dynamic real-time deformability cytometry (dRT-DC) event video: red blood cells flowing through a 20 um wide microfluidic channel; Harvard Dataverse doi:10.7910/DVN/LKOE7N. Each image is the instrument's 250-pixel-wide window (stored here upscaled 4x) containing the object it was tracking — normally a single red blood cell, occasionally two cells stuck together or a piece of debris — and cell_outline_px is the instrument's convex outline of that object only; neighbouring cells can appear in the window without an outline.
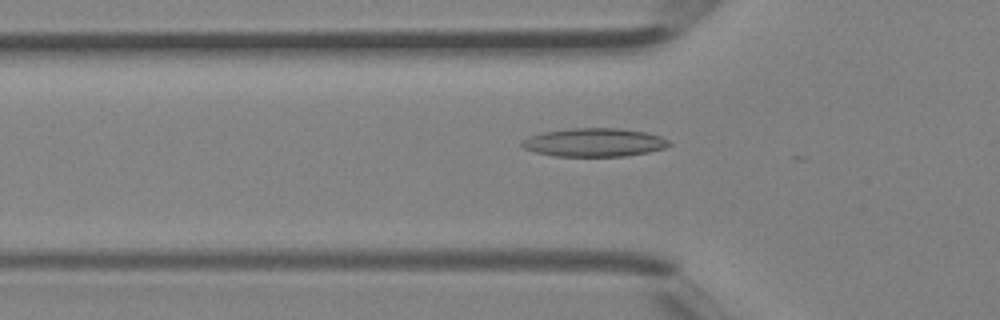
{"species": "Egyptian fruit bat (a non-hibernating species)", "species_latin": "Rousettus aegyptiacus", "temperature_condition": "room temperature", "stored_images_in_passage": 5, "camera_frame_rate_fps": 3000, "um_per_image_px": 0.085, "animal": {"sex": "female"}, "frame": {"image": 1, "passage_image": 5, "time_ms": 1.333, "image_size_px": [1000, 320], "cell_outline_px": [[672, 144], [664, 148], [648, 152], [624, 156], [556, 156], [536, 152], [524, 148], [520, 144], [520, 140], [528, 136], [544, 132], [568, 128], [620, 128], [644, 132], [660, 136], [668, 140]], "centroid_in_image_um": [50.48, 12.1], "position_along_channel_um": 75.3, "area_um2": 24.39}}